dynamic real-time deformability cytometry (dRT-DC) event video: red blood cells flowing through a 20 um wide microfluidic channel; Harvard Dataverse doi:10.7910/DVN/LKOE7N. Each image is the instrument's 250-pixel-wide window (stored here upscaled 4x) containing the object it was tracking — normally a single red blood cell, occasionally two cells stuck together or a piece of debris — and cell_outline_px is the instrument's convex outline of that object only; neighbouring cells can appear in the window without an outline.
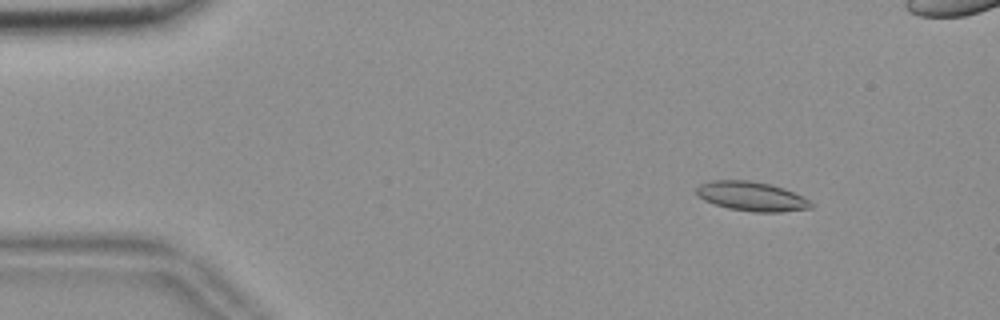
{"species": "common noctule bat (a hibernating species)", "species_latin": "Nyctalus noctula", "temperature_condition": "room temperature", "stored_images_in_passage": 57, "camera_frame_rate_fps": 3000, "um_per_image_px": 0.085, "animal": {"sex": "female", "body_mass_g": 18.4}, "frame": {"image": 1, "passage_image": 7, "time_ms": 2.0, "image_size_px": [1000, 320], "cell_outline_px": [[812, 208], [780, 212], [752, 212], [728, 208], [704, 200], [696, 196], [696, 188], [700, 184], [712, 180], [748, 180], [768, 184], [784, 188], [804, 196], [812, 204]], "centroid_in_image_um": [63.87, 16.69], "position_along_channel_um": 21.1, "area_um2": 19.59}}
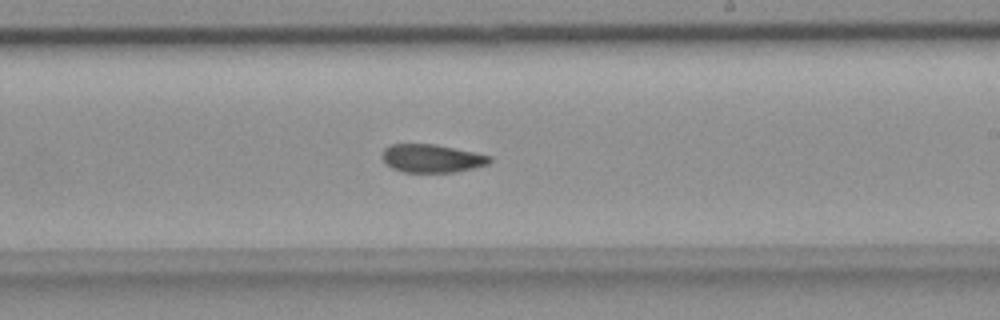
{"frame": {"image": 2, "passage_image": 33, "time_ms": 10.667, "image_size_px": [1000, 320], "cell_outline_px": [[492, 160], [488, 164], [472, 168], [452, 172], [404, 172], [392, 168], [384, 164], [380, 156], [384, 148], [388, 144], [436, 144], [492, 156]], "centroid_in_image_um": [36.64, 13.45], "position_along_channel_um": 252.4, "area_um2": 17.8}}
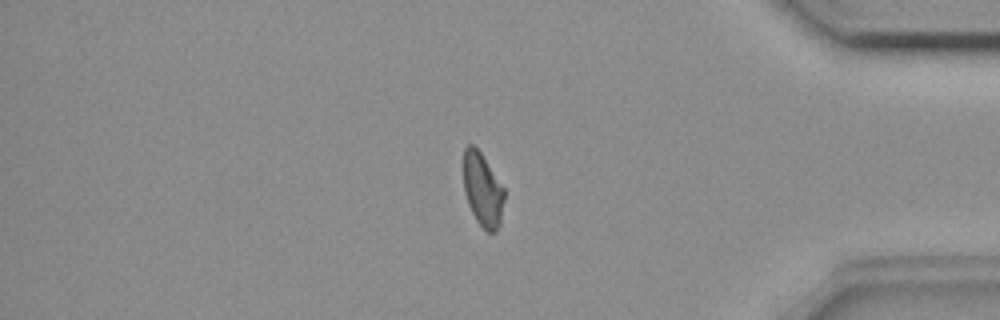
{"frame": {"image": 3, "passage_image": 47, "time_ms": 15.333, "image_size_px": [1000, 320], "cell_outline_px": [[504, 200], [500, 224], [496, 232], [488, 232], [476, 220], [468, 204], [464, 192], [464, 148], [468, 144], [472, 144], [480, 152], [504, 188]], "centroid_in_image_um": [41.02, 16.14], "position_along_channel_um": 394.2, "area_um2": 17.28}, "authors_computed_cell_mechanics": {"area_um2": 18.4382, "velocity_mm_per_s": 3.6334, "shape_relaxation_time_tau1_ms": 7.1014, "shape_relaxation_time_tau2_ms": 3.9802, "deformation_change_tau1": 0.1531, "deformation_change_tau2": 0.1017}}